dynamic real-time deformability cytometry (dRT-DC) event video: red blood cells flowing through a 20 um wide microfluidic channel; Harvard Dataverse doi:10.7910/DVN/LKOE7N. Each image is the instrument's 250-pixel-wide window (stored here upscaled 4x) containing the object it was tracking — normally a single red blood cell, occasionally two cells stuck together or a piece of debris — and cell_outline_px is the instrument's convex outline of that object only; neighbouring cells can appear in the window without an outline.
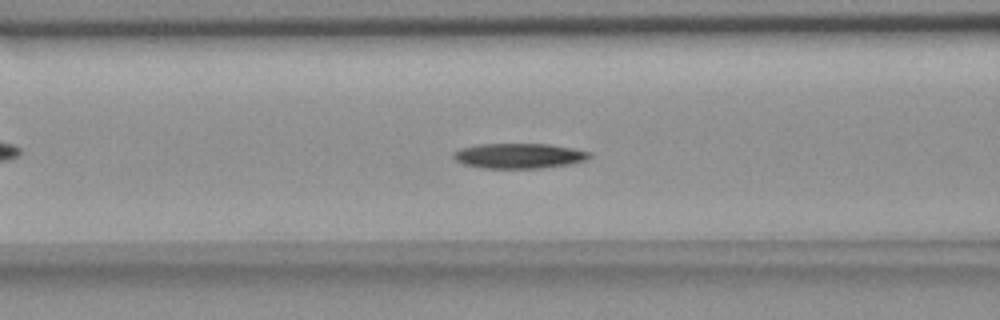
{"species": "common noctule bat (a hibernating species)", "species_latin": "Nyctalus noctula", "temperature_condition": "room temperature", "stored_images_in_passage": 44, "camera_frame_rate_fps": 3000, "um_per_image_px": 0.085, "animal": {"sex": "female", "body_mass_g": 18.4}, "frame": {"image": 1, "passage_image": 17, "time_ms": 5.333, "image_size_px": [1000, 320], "cell_outline_px": [[592, 156], [588, 160], [572, 164], [540, 168], [480, 168], [464, 164], [456, 160], [452, 156], [452, 152], [460, 148], [476, 144], [548, 144], [572, 148], [592, 152]], "centroid_in_image_um": [44.13, 13.24], "position_along_channel_um": 122.5, "area_um2": 20.17}}
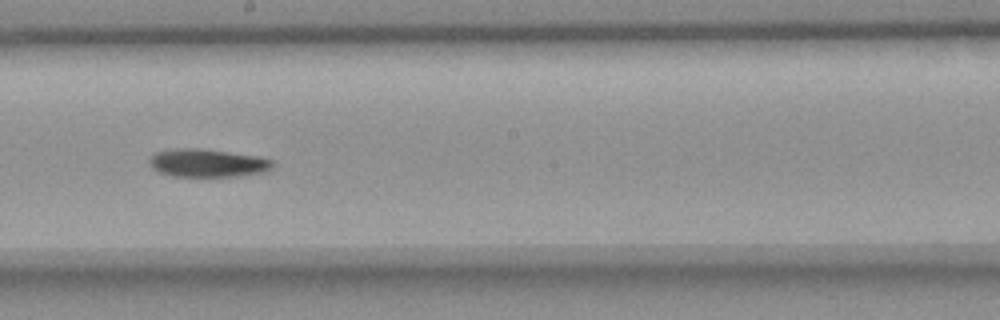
{"frame": {"image": 2, "passage_image": 26, "time_ms": 8.333, "image_size_px": [1000, 320], "cell_outline_px": [[276, 164], [272, 168], [264, 172], [240, 176], [172, 176], [160, 172], [152, 168], [148, 160], [156, 152], [176, 148], [200, 148], [260, 156], [272, 160]], "centroid_in_image_um": [17.68, 13.85], "position_along_channel_um": 230.5, "area_um2": 20.29}}
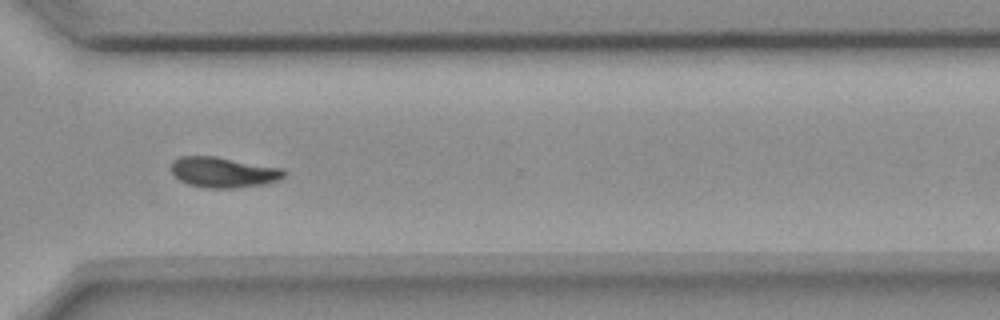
{"frame": {"image": 3, "passage_image": 36, "time_ms": 11.667, "image_size_px": [1000, 320], "cell_outline_px": [[288, 172], [280, 180], [264, 184], [232, 188], [208, 188], [188, 184], [180, 180], [168, 168], [172, 160], [180, 156], [216, 156], [284, 168]], "centroid_in_image_um": [18.99, 14.63], "position_along_channel_um": 351.6, "area_um2": 20.35}, "authors_computed_cell_mechanics": {"area_um2": 20.2878, "velocity_mm_per_s": 3.6167, "shape_relaxation_time_tau1_ms": 7.9594, "shape_relaxation_time_tau2_ms": null, "deformation_change_tau1": 0.2026, "deformation_change_tau2": null}}